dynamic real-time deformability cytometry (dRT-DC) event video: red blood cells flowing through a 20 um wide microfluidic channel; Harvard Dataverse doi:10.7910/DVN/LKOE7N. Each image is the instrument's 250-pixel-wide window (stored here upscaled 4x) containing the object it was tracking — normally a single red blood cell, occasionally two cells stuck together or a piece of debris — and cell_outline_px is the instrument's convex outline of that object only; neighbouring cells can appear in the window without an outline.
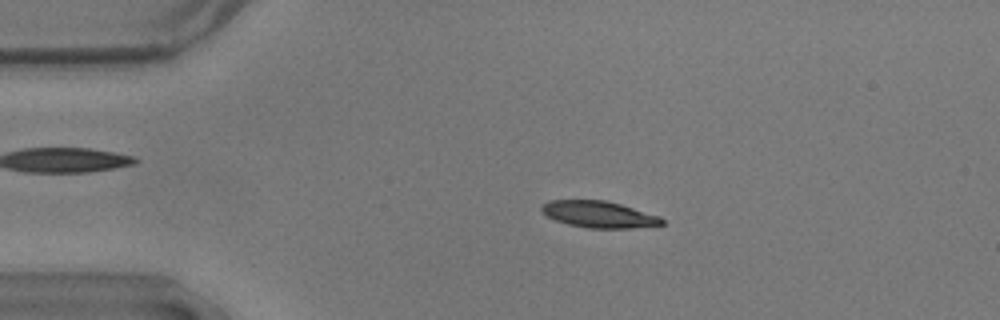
{"species": "common noctule bat (a hibernating species)", "species_latin": "Nyctalus noctula", "temperature_condition": "warm", "stored_images_in_passage": 55, "camera_frame_rate_fps": 3000, "um_per_image_px": 0.085, "animal": {"sex": "male", "body_mass_g": 17.9}, "frame": {"image": 1, "passage_image": 11, "time_ms": 3.333, "image_size_px": [1000, 320], "cell_outline_px": [[664, 224], [632, 228], [588, 228], [568, 224], [556, 220], [548, 216], [540, 208], [548, 200], [608, 200], [660, 216], [664, 220]], "centroid_in_image_um": [50.93, 18.22], "position_along_channel_um": 34.1, "area_um2": 18.55}}
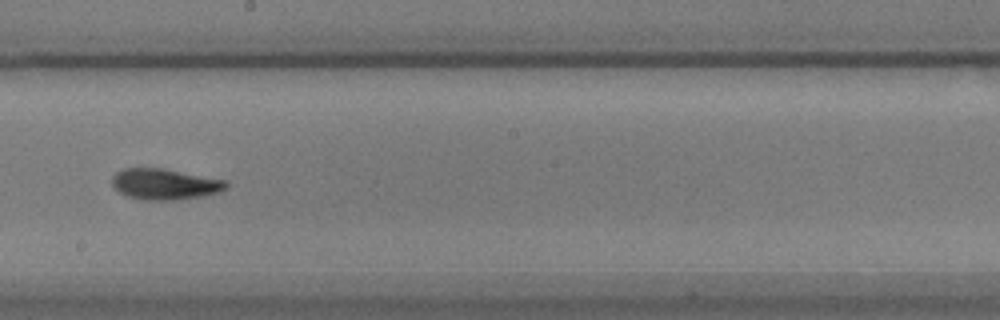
{"frame": {"image": 2, "passage_image": 31, "time_ms": 10.0, "image_size_px": [1000, 320], "cell_outline_px": [[228, 184], [220, 192], [200, 196], [172, 200], [144, 200], [128, 196], [120, 192], [112, 184], [112, 176], [116, 172], [124, 168], [164, 168], [228, 180]], "centroid_in_image_um": [14.01, 15.63], "position_along_channel_um": 234.2, "area_um2": 20.52}}
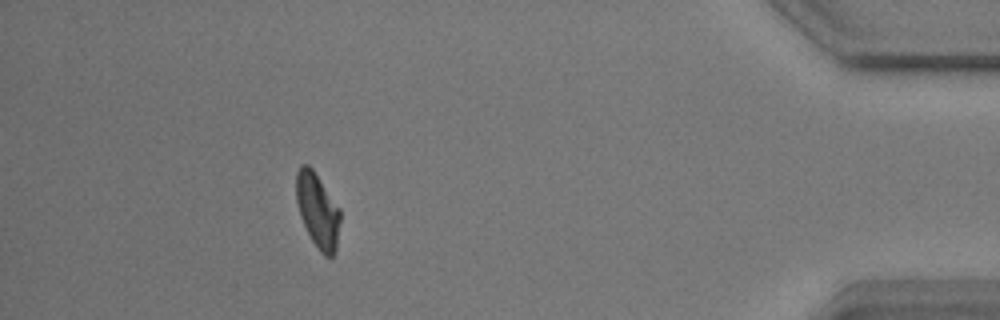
{"frame": {"image": 3, "passage_image": 50, "time_ms": 16.333, "image_size_px": [1000, 320], "cell_outline_px": [[340, 220], [336, 252], [332, 256], [324, 256], [320, 252], [312, 240], [300, 216], [296, 200], [296, 172], [300, 164], [308, 164], [312, 168], [340, 208]], "centroid_in_image_um": [27.0, 17.87], "position_along_channel_um": 408.2, "area_um2": 19.13}, "authors_computed_cell_mechanics": {"area_um2": 19.4786, "velocity_mm_per_s": 3.5964, "shape_relaxation_time_tau1_ms": 4.4367, "shape_relaxation_time_tau2_ms": 2.4993, "deformation_change_tau1": 0.1746, "deformation_change_tau2": 0.0637}}